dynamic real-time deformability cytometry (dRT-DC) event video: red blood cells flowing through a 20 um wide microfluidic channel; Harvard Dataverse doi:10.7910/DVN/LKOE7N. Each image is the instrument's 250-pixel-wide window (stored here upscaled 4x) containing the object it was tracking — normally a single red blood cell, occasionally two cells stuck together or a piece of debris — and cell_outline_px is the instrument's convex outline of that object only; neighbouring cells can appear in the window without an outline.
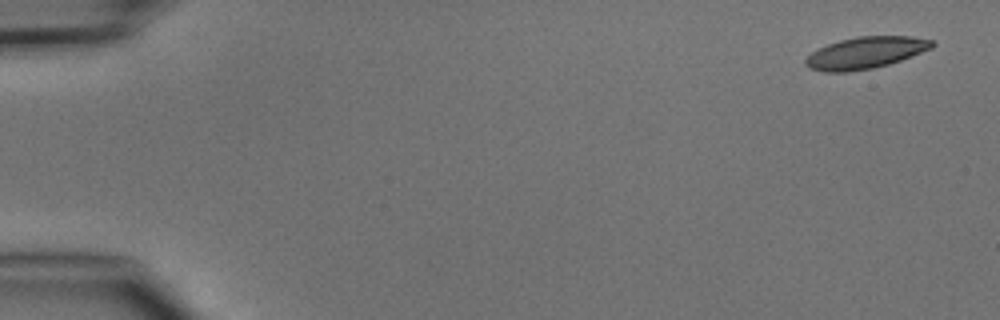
{"species": "common noctule bat (a hibernating species)", "species_latin": "Nyctalus noctula", "temperature_condition": "cold", "stored_images_in_passage": 5, "camera_frame_rate_fps": 3000, "um_per_image_px": 0.085, "animal": {"sex": "male", "body_mass_g": 15.6}, "frame": {"image": 1, "passage_image": 1, "time_ms": 0.0, "image_size_px": [1000, 320], "cell_outline_px": [[936, 44], [932, 48], [900, 60], [888, 64], [872, 68], [848, 72], [824, 72], [808, 68], [804, 64], [804, 60], [812, 52], [828, 44], [840, 40], [856, 36], [912, 36], [936, 40]], "centroid_in_image_um": [73.58, 4.48], "position_along_channel_um": 11.4, "area_um2": 23.47}}
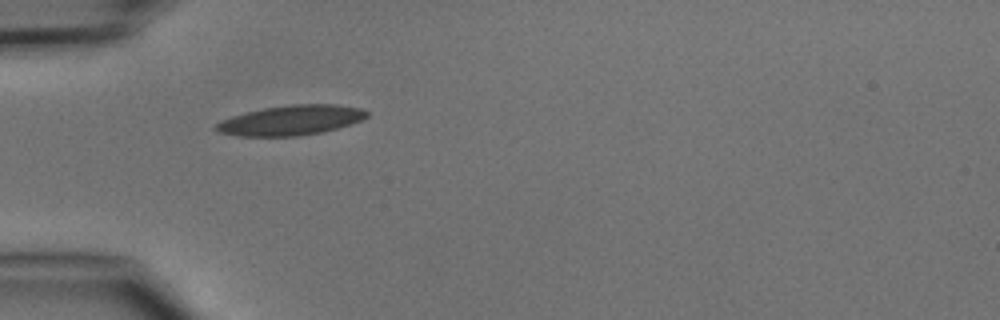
{"frame": {"image": 2, "passage_image": 4, "time_ms": 4.333, "image_size_px": [1000, 320], "cell_outline_px": [[368, 116], [360, 120], [336, 128], [320, 132], [296, 136], [240, 136], [220, 132], [212, 128], [220, 120], [232, 116], [264, 108], [292, 104], [336, 104], [360, 108], [368, 112]], "centroid_in_image_um": [24.7, 10.21], "position_along_channel_um": 60.3, "area_um2": 25.95}}